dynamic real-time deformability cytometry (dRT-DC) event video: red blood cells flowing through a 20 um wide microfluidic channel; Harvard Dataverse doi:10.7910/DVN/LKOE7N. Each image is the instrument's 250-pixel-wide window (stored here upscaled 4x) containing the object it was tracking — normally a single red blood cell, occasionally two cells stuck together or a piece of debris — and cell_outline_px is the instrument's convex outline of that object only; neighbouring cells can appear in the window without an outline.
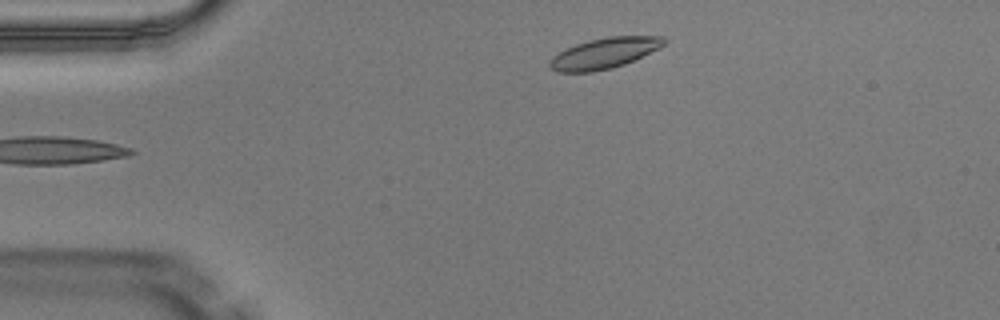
{"species": "Egyptian fruit bat (a non-hibernating species)", "species_latin": "Rousettus aegyptiacus", "temperature_condition": "warm", "stored_images_in_passage": 2, "camera_frame_rate_fps": 3000, "um_per_image_px": 0.085, "animal": {"sex": "male"}, "frame": {"image": 1, "passage_image": 2, "time_ms": 0.333, "image_size_px": [1000, 320], "cell_outline_px": [[668, 40], [660, 48], [624, 64], [612, 68], [592, 72], [556, 72], [548, 68], [548, 64], [552, 56], [576, 44], [588, 40], [608, 36], [664, 36]], "centroid_in_image_um": [51.36, 4.52], "position_along_channel_um": 33.6, "area_um2": 20.52}}